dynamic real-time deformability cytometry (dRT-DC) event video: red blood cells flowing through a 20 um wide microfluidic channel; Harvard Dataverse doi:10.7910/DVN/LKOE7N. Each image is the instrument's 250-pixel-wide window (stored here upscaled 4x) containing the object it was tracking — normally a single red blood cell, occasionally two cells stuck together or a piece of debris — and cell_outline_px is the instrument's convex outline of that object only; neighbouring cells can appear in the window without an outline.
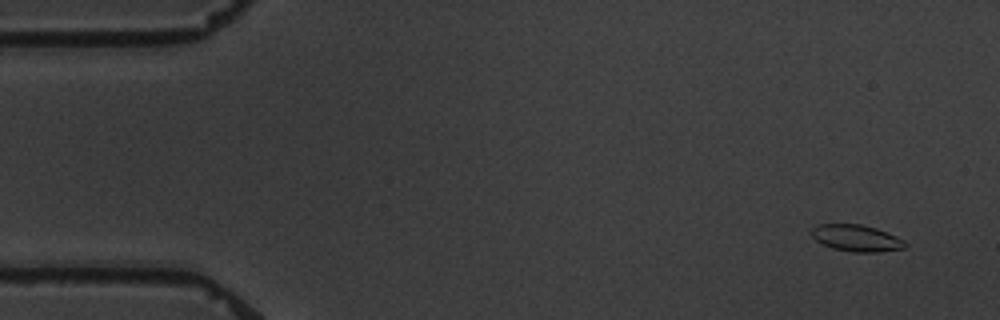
{"species": "common noctule bat (a hibernating species)", "species_latin": "Nyctalus noctula", "temperature_condition": "warm", "stored_images_in_passage": 6, "camera_frame_rate_fps": 3000, "um_per_image_px": 0.085, "animal": {"sex": "male", "body_mass_g": 19.5, "forearm_length_mm": 54.6}, "frame": {"image": 1, "passage_image": 1, "time_ms": 0.0, "image_size_px": [1000, 320], "cell_outline_px": [[908, 244], [904, 248], [880, 252], [852, 252], [832, 248], [816, 240], [812, 236], [812, 228], [820, 224], [860, 224], [876, 228], [896, 236], [904, 240]], "centroid_in_image_um": [72.82, 20.24], "position_along_channel_um": 12.2, "area_um2": 14.45}}
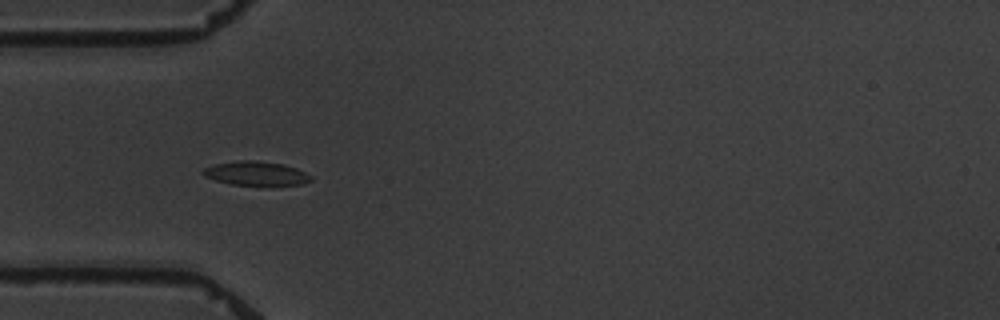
{"frame": {"image": 2, "passage_image": 5, "time_ms": 4.667, "image_size_px": [1000, 320], "cell_outline_px": [[312, 180], [300, 184], [272, 188], [268, 188], [232, 184], [216, 180], [204, 176], [200, 172], [204, 168], [212, 164], [240, 160], [256, 160], [284, 164], [296, 168], [312, 176]], "centroid_in_image_um": [21.78, 14.78], "position_along_channel_um": 63.2, "area_um2": 15.9}}
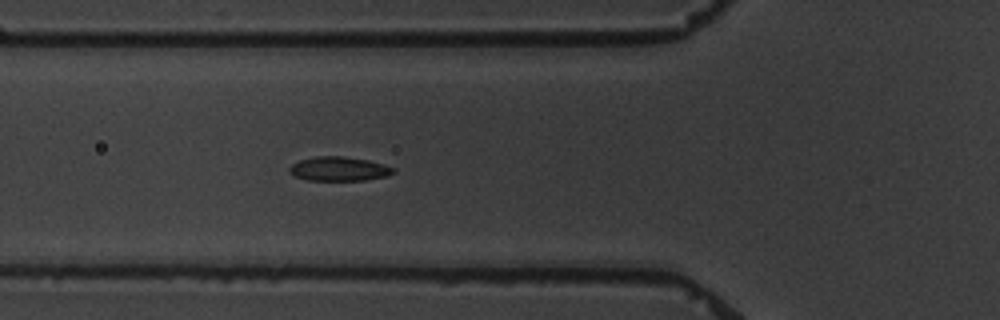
{"frame": {"image": 3, "passage_image": 6, "time_ms": 5.667, "image_size_px": [1000, 320], "cell_outline_px": [[396, 172], [388, 176], [364, 180], [308, 180], [296, 176], [288, 172], [288, 168], [292, 164], [300, 160], [316, 156], [340, 156], [368, 160], [384, 164], [396, 168]], "centroid_in_image_um": [28.84, 14.35], "position_along_channel_um": 97.0, "area_um2": 14.68}}